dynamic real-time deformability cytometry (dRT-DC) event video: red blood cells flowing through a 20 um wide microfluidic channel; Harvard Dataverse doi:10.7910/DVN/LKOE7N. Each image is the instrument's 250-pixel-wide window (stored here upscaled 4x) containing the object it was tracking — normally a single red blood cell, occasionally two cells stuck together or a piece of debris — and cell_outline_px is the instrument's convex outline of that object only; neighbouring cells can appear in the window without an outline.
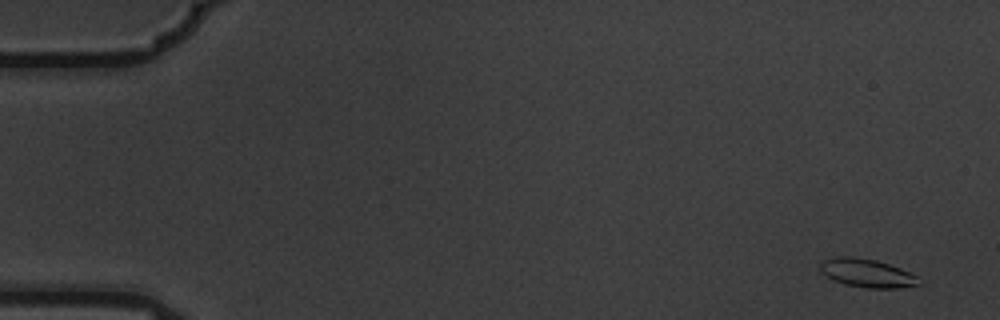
{"species": "common noctule bat (a hibernating species)", "species_latin": "Nyctalus noctula", "temperature_condition": "warm", "stored_images_in_passage": 5, "camera_frame_rate_fps": 3000, "um_per_image_px": 0.085, "animal": {"sex": "male", "body_mass_g": 19.5, "forearm_length_mm": 54.6}, "frame": {"image": 1, "passage_image": 1, "time_ms": 0.0, "image_size_px": [1000, 320], "cell_outline_px": [[924, 284], [900, 288], [868, 288], [844, 284], [832, 280], [820, 272], [820, 264], [824, 260], [832, 256], [852, 256], [876, 260], [900, 268], [920, 276]], "centroid_in_image_um": [73.74, 23.22], "position_along_channel_um": 11.3, "area_um2": 16.76}}